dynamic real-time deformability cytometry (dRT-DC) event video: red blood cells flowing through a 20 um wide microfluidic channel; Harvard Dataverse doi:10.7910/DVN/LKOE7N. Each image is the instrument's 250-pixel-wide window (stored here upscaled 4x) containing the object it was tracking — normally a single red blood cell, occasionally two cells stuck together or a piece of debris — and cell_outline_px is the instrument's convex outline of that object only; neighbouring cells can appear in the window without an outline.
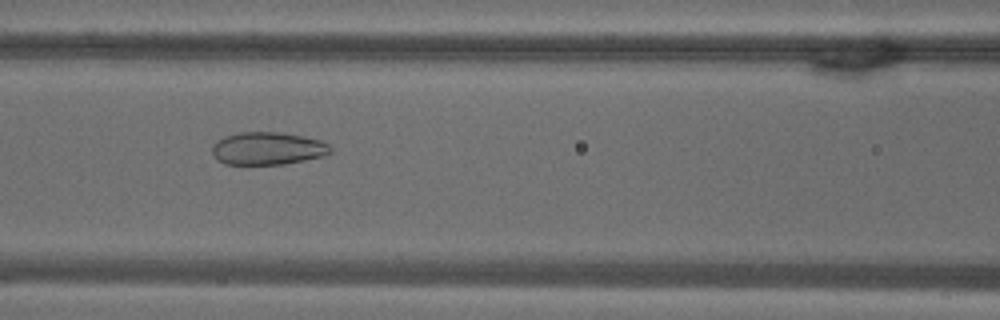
{"species": "common noctule bat (a hibernating species)", "species_latin": "Nyctalus noctula", "temperature_condition": "warm", "stored_images_in_passage": 55, "camera_frame_rate_fps": 3000, "um_per_image_px": 0.085, "animal": {"sex": "male", "body_mass_g": 18.8}, "frame": {"image": 1, "passage_image": 24, "time_ms": 7.667, "image_size_px": [1000, 320], "cell_outline_px": [[332, 152], [324, 156], [284, 164], [224, 164], [216, 160], [212, 152], [212, 148], [216, 140], [224, 136], [240, 132], [280, 132], [320, 140], [328, 144], [332, 148]], "centroid_in_image_um": [22.73, 12.62], "position_along_channel_um": 143.9, "area_um2": 22.6}}
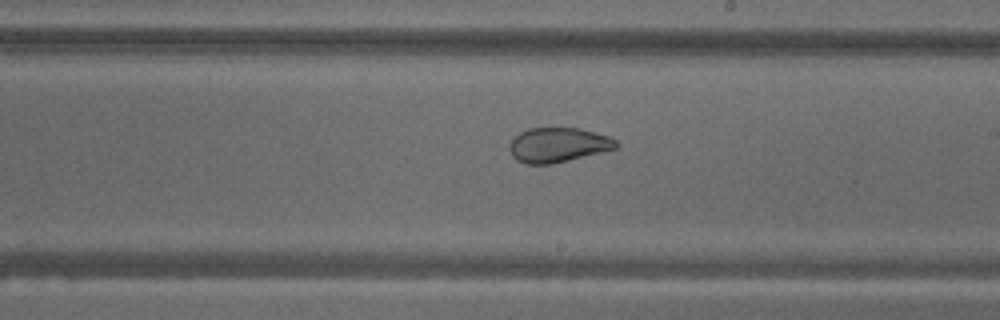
{"frame": {"image": 2, "passage_image": 32, "time_ms": 10.333, "image_size_px": [1000, 320], "cell_outline_px": [[620, 144], [616, 148], [552, 164], [524, 164], [516, 160], [512, 156], [508, 148], [508, 144], [520, 132], [528, 128], [580, 128], [608, 136], [616, 140]], "centroid_in_image_um": [47.4, 12.32], "position_along_channel_um": 241.6, "area_um2": 21.5}}
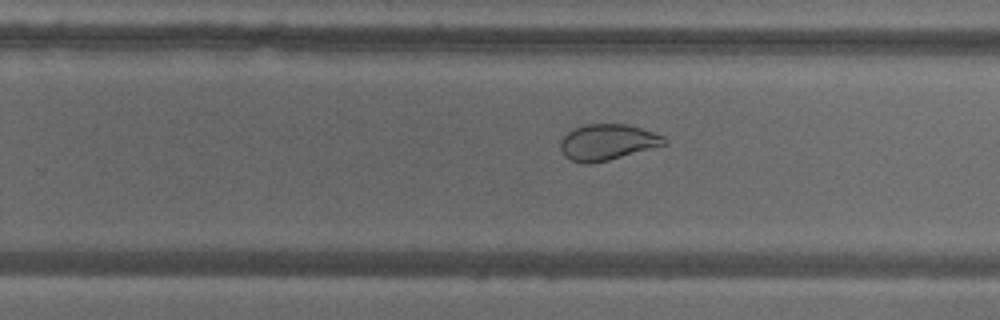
{"frame": {"image": 3, "passage_image": 35, "time_ms": 11.333, "image_size_px": [1000, 320], "cell_outline_px": [[668, 144], [608, 160], [592, 164], [584, 164], [572, 160], [564, 156], [560, 148], [560, 140], [572, 128], [584, 124], [628, 124], [664, 136], [668, 140]], "centroid_in_image_um": [51.62, 12.08], "position_along_channel_um": 278.2, "area_um2": 21.91}}